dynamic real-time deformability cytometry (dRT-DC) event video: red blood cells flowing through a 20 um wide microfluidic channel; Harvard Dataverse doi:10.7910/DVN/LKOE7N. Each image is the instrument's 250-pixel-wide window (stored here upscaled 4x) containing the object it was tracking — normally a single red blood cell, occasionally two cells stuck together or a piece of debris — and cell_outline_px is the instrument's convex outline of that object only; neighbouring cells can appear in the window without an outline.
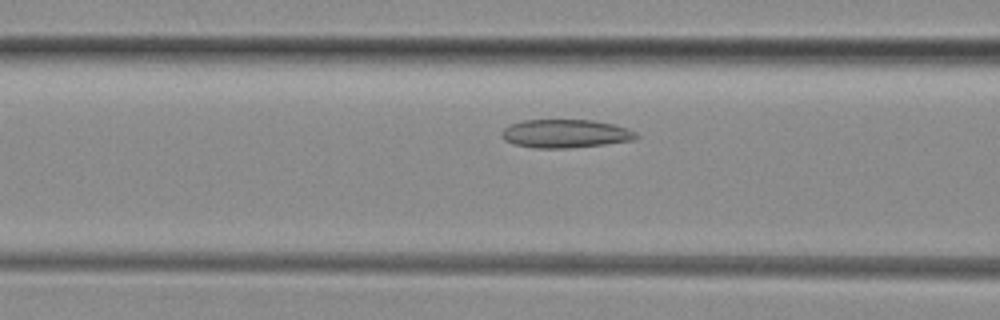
{"species": "common noctule bat (a hibernating species)", "species_latin": "Nyctalus noctula", "temperature_condition": "room temperature", "stored_images_in_passage": 28, "camera_frame_rate_fps": 3000, "um_per_image_px": 0.085, "animal": {"sex": "female", "body_mass_g": 29.2, "forearm_length_mm": 56.3}, "frame": {"image": 1, "passage_image": 7, "time_ms": 2.0, "image_size_px": [1000, 320], "cell_outline_px": [[640, 136], [636, 140], [604, 144], [568, 148], [532, 148], [512, 144], [504, 140], [500, 136], [500, 132], [504, 128], [512, 124], [524, 120], [592, 120], [616, 124], [628, 128], [636, 132]], "centroid_in_image_um": [48.07, 11.36], "position_along_channel_um": 118.5, "area_um2": 22.54}}
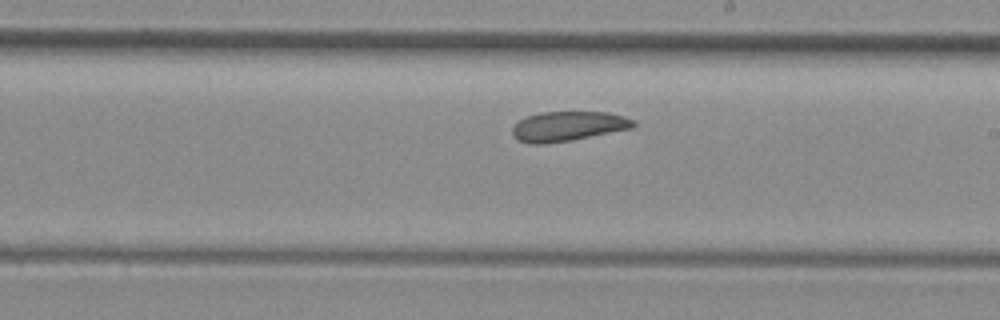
{"frame": {"image": 2, "passage_image": 16, "time_ms": 5.0, "image_size_px": [1000, 320], "cell_outline_px": [[636, 124], [632, 128], [568, 140], [544, 144], [532, 144], [520, 140], [512, 136], [512, 128], [524, 116], [540, 112], [608, 112], [624, 116], [636, 120]], "centroid_in_image_um": [48.27, 10.71], "position_along_channel_um": 240.7, "area_um2": 20.81}}
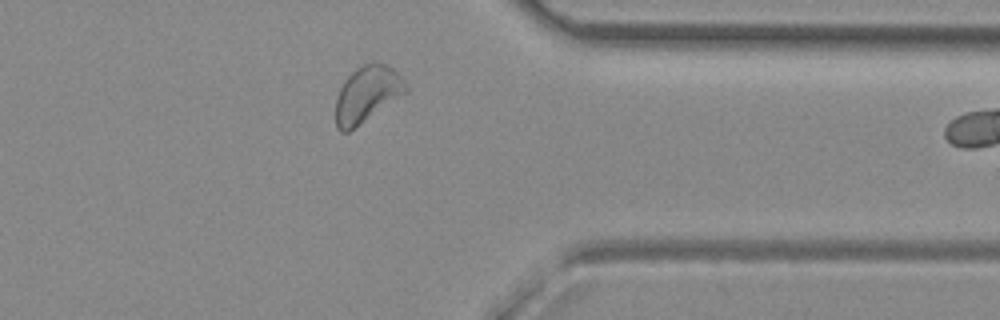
{"frame": {"image": 3, "passage_image": 27, "time_ms": 8.667, "image_size_px": [1000, 320], "cell_outline_px": [[408, 92], [348, 132], [340, 132], [336, 128], [336, 96], [344, 80], [356, 68], [364, 64], [384, 64], [392, 68], [404, 80], [408, 88]], "centroid_in_image_um": [31.19, 8.03], "position_along_channel_um": 380.2, "area_um2": 22.72}}